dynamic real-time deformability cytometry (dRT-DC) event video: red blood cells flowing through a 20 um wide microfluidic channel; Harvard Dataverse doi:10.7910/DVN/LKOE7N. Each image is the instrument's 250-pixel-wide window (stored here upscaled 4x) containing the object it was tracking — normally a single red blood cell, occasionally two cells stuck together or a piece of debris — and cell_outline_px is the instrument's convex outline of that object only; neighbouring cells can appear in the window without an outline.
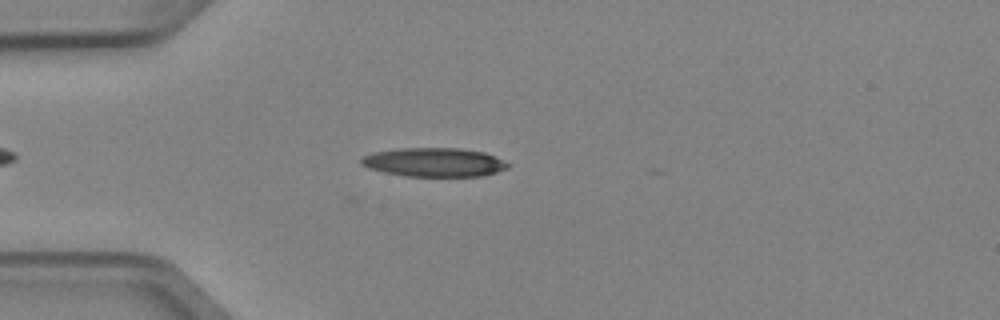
{"species": "Egyptian fruit bat (a non-hibernating species)", "species_latin": "Rousettus aegyptiacus", "temperature_condition": "cold", "stored_images_in_passage": 4, "camera_frame_rate_fps": 3000, "um_per_image_px": 0.085, "animal": {"sex": "female"}, "frame": {"image": 1, "passage_image": 3, "time_ms": 0.667, "image_size_px": [1000, 320], "cell_outline_px": [[512, 164], [508, 168], [484, 176], [404, 176], [384, 172], [368, 168], [360, 164], [360, 160], [364, 156], [376, 152], [400, 148], [460, 148], [484, 152], [496, 156]], "centroid_in_image_um": [36.95, 13.79], "position_along_channel_um": 48.1, "area_um2": 24.8}}